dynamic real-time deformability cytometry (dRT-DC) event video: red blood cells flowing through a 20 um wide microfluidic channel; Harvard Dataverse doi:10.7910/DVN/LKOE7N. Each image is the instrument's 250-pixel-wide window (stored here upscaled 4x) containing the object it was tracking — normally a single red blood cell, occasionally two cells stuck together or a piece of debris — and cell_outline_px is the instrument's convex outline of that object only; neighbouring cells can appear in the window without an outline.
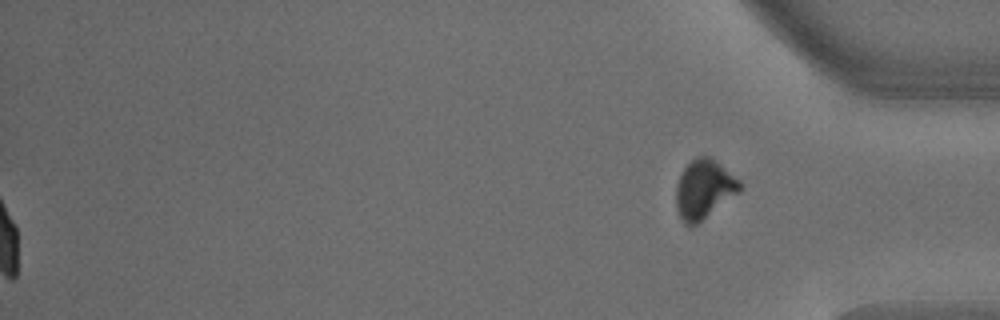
{"species": "common noctule bat (a hibernating species)", "species_latin": "Nyctalus noctula", "temperature_condition": "warm", "stored_images_in_passage": 51, "segment_of_instrument_passage": [2, 2], "camera_frame_rate_fps": 3000, "um_per_image_px": 0.085, "animal": {"sex": "male", "body_mass_g": 18.8}, "frame": {"image": 1, "passage_image": 51, "time_ms": 16.667, "image_size_px": [1000, 320], "cell_outline_px": [[744, 184], [736, 192], [692, 228], [688, 228], [684, 224], [676, 208], [676, 188], [680, 176], [684, 168], [692, 160], [700, 156], [708, 156], [720, 164], [740, 180]], "centroid_in_image_um": [59.8, 16.1], "position_along_channel_um": 375.4, "area_um2": 21.39}}